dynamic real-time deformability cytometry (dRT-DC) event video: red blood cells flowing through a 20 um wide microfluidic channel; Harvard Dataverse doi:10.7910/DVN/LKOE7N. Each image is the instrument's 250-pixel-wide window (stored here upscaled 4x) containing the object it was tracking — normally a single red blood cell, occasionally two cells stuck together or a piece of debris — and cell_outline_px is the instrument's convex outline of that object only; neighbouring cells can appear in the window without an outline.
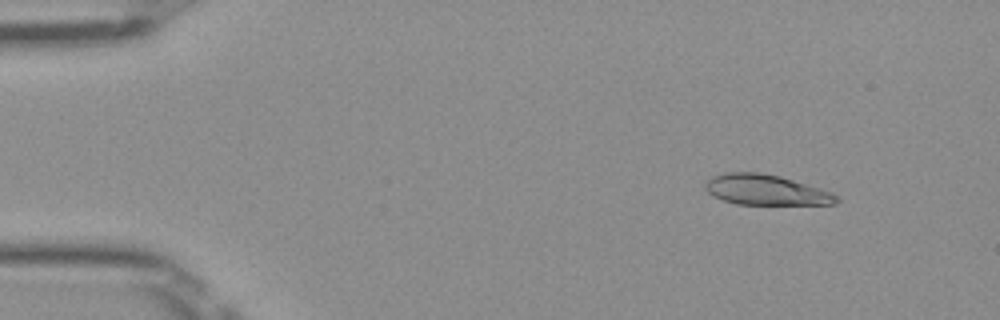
{"species": "Egyptian fruit bat (a non-hibernating species)", "species_latin": "Rousettus aegyptiacus", "temperature_condition": "room temperature", "stored_images_in_passage": 51, "camera_frame_rate_fps": 3000, "um_per_image_px": 0.085, "frame": {"image": 1, "passage_image": 6, "time_ms": 1.667, "image_size_px": [1000, 320], "cell_outline_px": [[840, 200], [836, 204], [736, 204], [712, 196], [704, 188], [704, 184], [712, 176], [724, 172], [760, 172], [780, 176], [820, 188], [832, 192]], "centroid_in_image_um": [65.07, 16.13], "position_along_channel_um": 19.9, "area_um2": 23.24}}
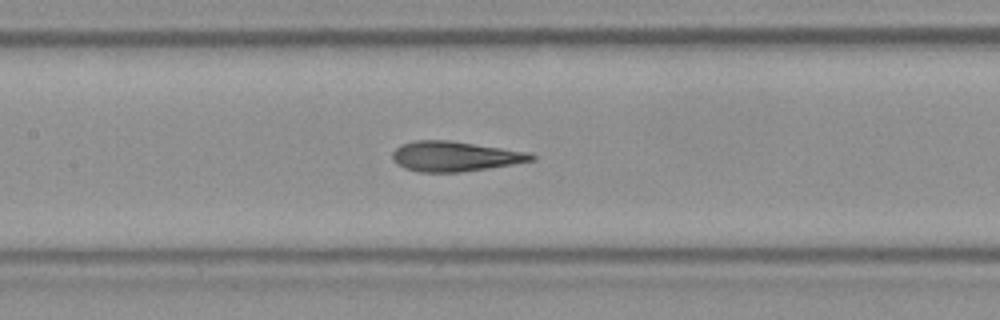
{"frame": {"image": 2, "passage_image": 24, "time_ms": 7.667, "image_size_px": [1000, 320], "cell_outline_px": [[536, 160], [488, 168], [460, 172], [420, 172], [404, 168], [396, 164], [392, 160], [392, 152], [400, 144], [416, 140], [448, 140], [532, 152], [536, 156]], "centroid_in_image_um": [38.66, 13.28], "position_along_channel_um": 168.7, "area_um2": 24.51}}
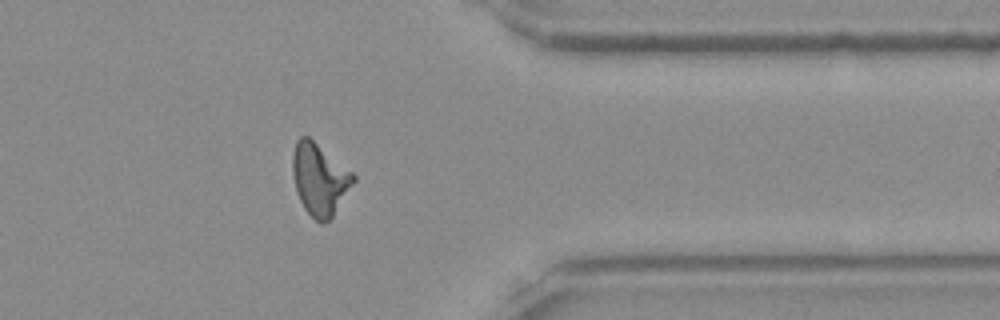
{"frame": {"image": 3, "passage_image": 41, "time_ms": 13.333, "image_size_px": [1000, 320], "cell_outline_px": [[356, 180], [332, 216], [324, 224], [320, 224], [304, 208], [296, 192], [292, 172], [292, 156], [296, 140], [300, 136], [308, 136], [352, 172], [356, 176]], "centroid_in_image_um": [27.15, 15.23], "position_along_channel_um": 384.3, "area_um2": 25.2}, "authors_computed_cell_mechanics": {"area_um2": 24.3338, "velocity_mm_per_s": 4.0199, "shape_relaxation_time_tau1_ms": 6.7492, "shape_relaxation_time_tau2_ms": 1.4173, "deformation_change_tau1": 0.2129, "deformation_change_tau2": 0.0855}}